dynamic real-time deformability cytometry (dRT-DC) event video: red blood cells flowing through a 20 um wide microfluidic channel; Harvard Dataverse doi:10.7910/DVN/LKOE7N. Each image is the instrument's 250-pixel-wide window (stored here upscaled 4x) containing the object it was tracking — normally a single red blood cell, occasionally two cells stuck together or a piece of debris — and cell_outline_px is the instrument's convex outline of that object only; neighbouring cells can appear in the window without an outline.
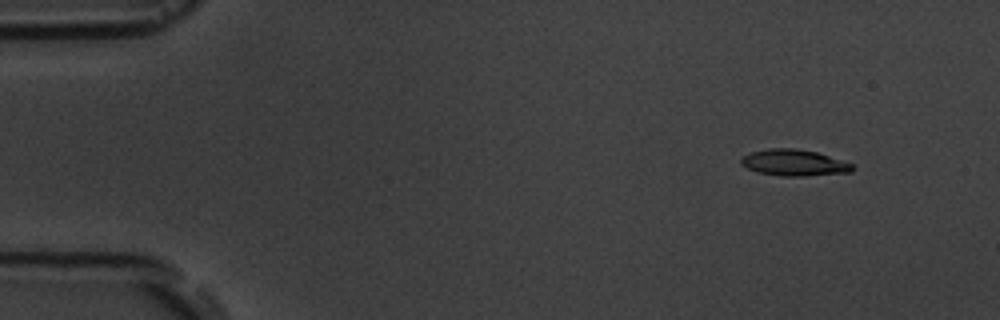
{"species": "common noctule bat (a hibernating species)", "species_latin": "Nyctalus noctula", "temperature_condition": "room temperature", "stored_images_in_passage": 6, "camera_frame_rate_fps": 3000, "um_per_image_px": 0.085, "animal": {"sex": "male", "body_mass_g": 19.5, "forearm_length_mm": 54.6}, "frame": {"image": 1, "passage_image": 2, "time_ms": 1.333, "image_size_px": [1000, 320], "cell_outline_px": [[852, 172], [804, 176], [780, 176], [756, 172], [740, 164], [740, 160], [744, 156], [752, 152], [768, 148], [796, 148], [816, 152], [852, 164]], "centroid_in_image_um": [67.45, 13.83], "position_along_channel_um": 17.5, "area_um2": 16.94}}
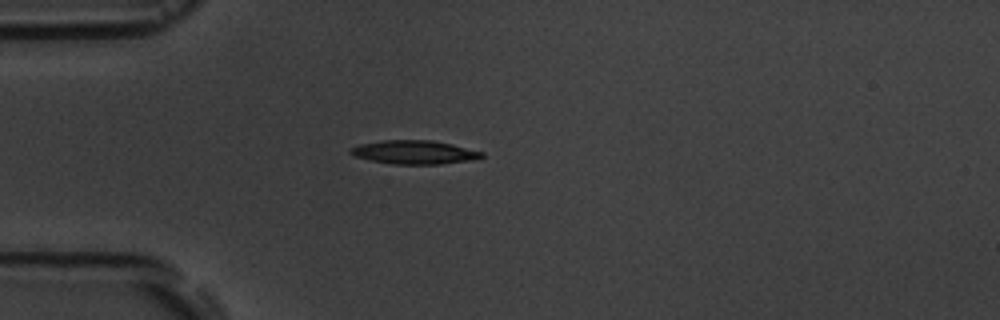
{"frame": {"image": 2, "passage_image": 5, "time_ms": 4.667, "image_size_px": [1000, 320], "cell_outline_px": [[484, 156], [480, 160], [440, 164], [392, 164], [372, 160], [356, 156], [348, 152], [352, 148], [360, 144], [380, 140], [432, 140], [452, 144], [484, 152]], "centroid_in_image_um": [35.31, 12.94], "position_along_channel_um": 49.7, "area_um2": 18.21}}